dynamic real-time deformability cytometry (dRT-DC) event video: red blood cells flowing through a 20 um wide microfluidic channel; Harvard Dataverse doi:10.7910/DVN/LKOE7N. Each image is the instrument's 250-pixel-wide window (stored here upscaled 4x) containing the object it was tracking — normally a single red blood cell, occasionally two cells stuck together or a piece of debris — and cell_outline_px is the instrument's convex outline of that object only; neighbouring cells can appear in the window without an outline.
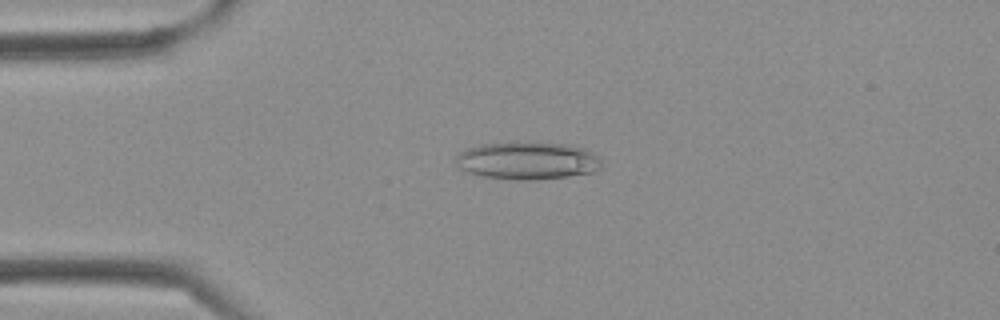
{"species": "Egyptian fruit bat (a non-hibernating species)", "species_latin": "Rousettus aegyptiacus", "temperature_condition": "cold", "stored_images_in_passage": 38, "camera_frame_rate_fps": 3000, "um_per_image_px": 0.085, "frame": {"image": 1, "passage_image": 9, "time_ms": 2.667, "image_size_px": [1000, 320], "cell_outline_px": [[600, 168], [596, 172], [568, 176], [536, 180], [516, 180], [480, 176], [468, 172], [460, 168], [456, 164], [456, 156], [464, 148], [480, 144], [568, 144], [584, 148], [592, 152], [600, 160]], "centroid_in_image_um": [44.82, 13.69], "position_along_channel_um": 40.2, "area_um2": 31.5}}
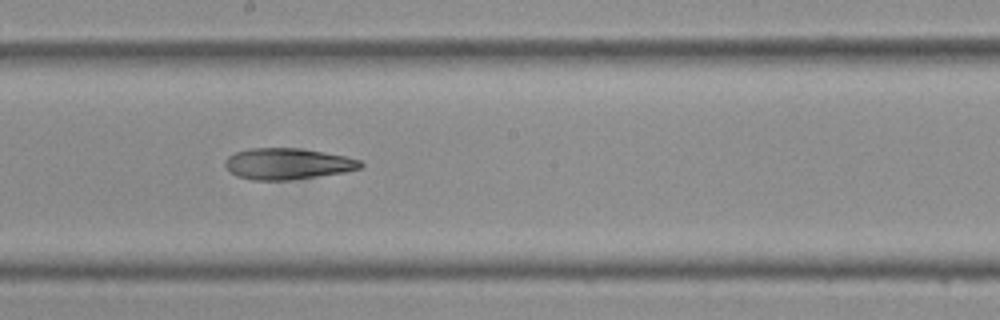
{"frame": {"image": 2, "passage_image": 21, "time_ms": 6.667, "image_size_px": [1000, 320], "cell_outline_px": [[364, 164], [360, 168], [344, 172], [288, 180], [252, 180], [236, 176], [224, 164], [224, 160], [228, 156], [236, 152], [248, 148], [300, 148], [324, 152], [344, 156], [360, 160]], "centroid_in_image_um": [24.42, 13.91], "position_along_channel_um": 223.8, "area_um2": 24.51}}
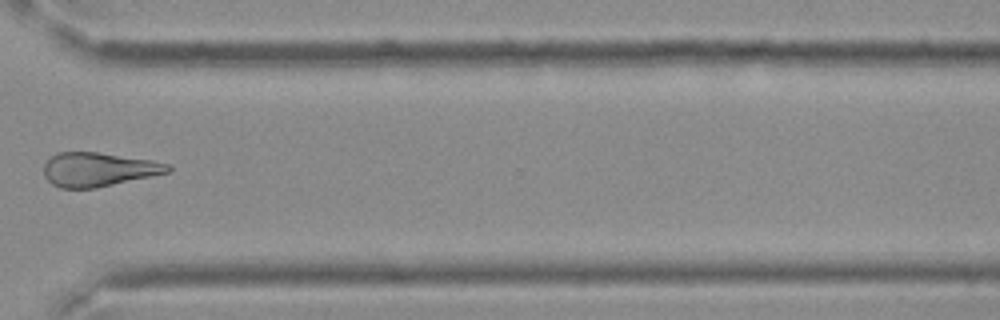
{"frame": {"image": 3, "passage_image": 29, "time_ms": 9.333, "image_size_px": [1000, 320], "cell_outline_px": [[172, 168], [168, 172], [152, 176], [96, 188], [60, 188], [52, 184], [44, 176], [44, 164], [56, 152], [96, 152], [152, 160], [172, 164]], "centroid_in_image_um": [8.37, 14.4], "position_along_channel_um": 362.2, "area_um2": 24.57}}